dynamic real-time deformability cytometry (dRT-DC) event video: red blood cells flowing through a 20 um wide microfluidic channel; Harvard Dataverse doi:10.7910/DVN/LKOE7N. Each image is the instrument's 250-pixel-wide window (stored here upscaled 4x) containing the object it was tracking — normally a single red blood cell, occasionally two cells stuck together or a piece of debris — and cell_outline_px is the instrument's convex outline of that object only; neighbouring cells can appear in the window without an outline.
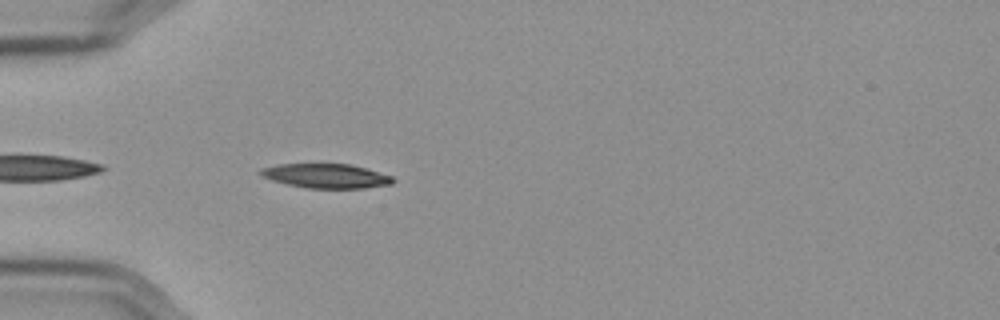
{"species": "Egyptian fruit bat (a non-hibernating species)", "species_latin": "Rousettus aegyptiacus", "temperature_condition": "cold", "stored_images_in_passage": 42, "camera_frame_rate_fps": 3000, "um_per_image_px": 0.085, "frame": {"image": 1, "passage_image": 3, "time_ms": 0.667, "image_size_px": [1000, 320], "cell_outline_px": [[396, 180], [392, 184], [364, 188], [308, 188], [288, 184], [272, 180], [264, 176], [260, 172], [260, 168], [276, 164], [352, 164], [392, 176]], "centroid_in_image_um": [27.75, 14.95], "position_along_channel_um": 57.3, "area_um2": 18.67}}
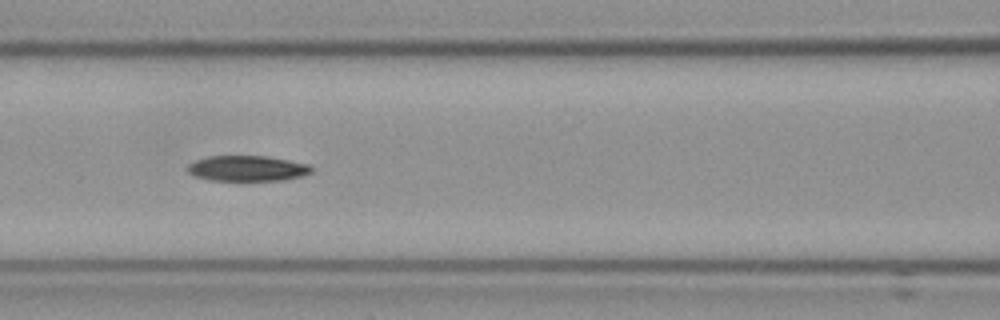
{"frame": {"image": 2, "passage_image": 11, "time_ms": 3.333, "image_size_px": [1000, 320], "cell_outline_px": [[312, 172], [300, 176], [284, 180], [240, 184], [208, 180], [196, 176], [188, 172], [188, 164], [196, 160], [208, 156], [268, 156], [308, 164], [312, 168]], "centroid_in_image_um": [21.0, 14.37], "position_along_channel_um": 145.6, "area_um2": 19.36}}
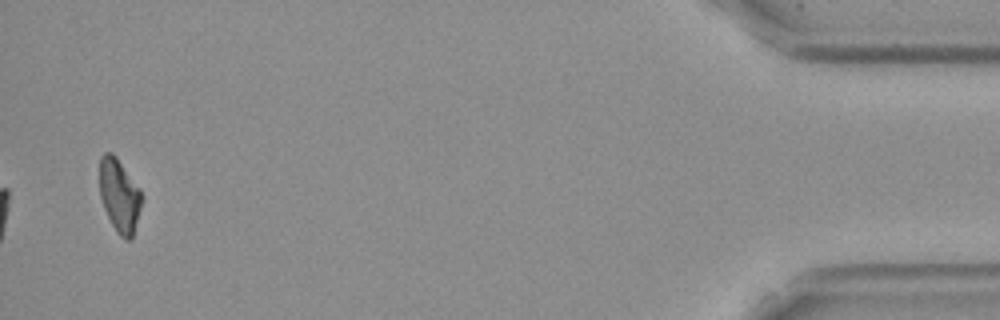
{"frame": {"image": 3, "passage_image": 41, "time_ms": 13.333, "image_size_px": [1000, 320], "cell_outline_px": [[140, 208], [132, 236], [128, 240], [124, 240], [116, 232], [104, 208], [100, 196], [100, 156], [104, 152], [112, 152], [116, 156], [140, 188]], "centroid_in_image_um": [10.12, 16.59], "position_along_channel_um": 425.1, "area_um2": 17.69}, "authors_computed_cell_mechanics": {"area_um2": 19.1896, "velocity_mm_per_s": 3.578, "shape_relaxation_time_tau1_ms": 6.7446, "shape_relaxation_time_tau2_ms": null, "deformation_change_tau1": 0.1854, "deformation_change_tau2": null}}